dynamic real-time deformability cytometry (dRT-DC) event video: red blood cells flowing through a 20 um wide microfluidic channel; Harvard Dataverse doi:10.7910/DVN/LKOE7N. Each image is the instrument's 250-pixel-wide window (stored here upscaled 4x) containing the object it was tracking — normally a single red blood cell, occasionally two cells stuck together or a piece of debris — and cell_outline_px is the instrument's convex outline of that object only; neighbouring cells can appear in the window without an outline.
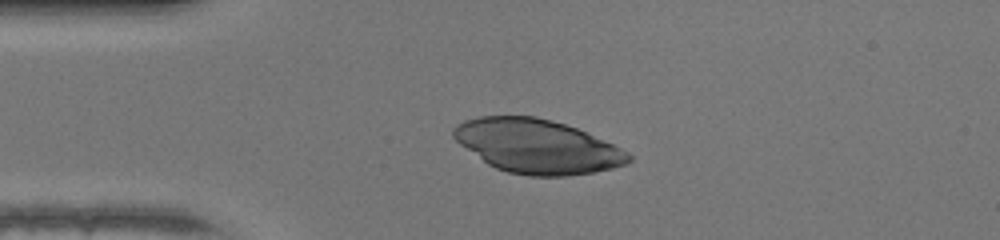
{"species": "human", "species_latin": "Homo sapiens", "temperature_condition": "warm", "stored_images_in_passage": 37, "camera_frame_rate_fps": 3000, "um_per_image_px": 0.085, "donor": {"sex": "female"}, "frame": {"image": 1, "passage_image": 1, "time_ms": 0.0, "image_size_px": [1000, 240], "cell_outline_px": [[632, 160], [624, 164], [612, 168], [592, 172], [568, 176], [528, 176], [508, 172], [496, 168], [488, 164], [460, 144], [452, 136], [452, 128], [456, 124], [464, 120], [480, 116], [536, 116], [564, 124], [576, 128], [612, 144], [628, 152], [632, 156]], "centroid_in_image_um": [45.62, 12.43], "position_along_channel_um": 39.4, "area_um2": 54.68}}